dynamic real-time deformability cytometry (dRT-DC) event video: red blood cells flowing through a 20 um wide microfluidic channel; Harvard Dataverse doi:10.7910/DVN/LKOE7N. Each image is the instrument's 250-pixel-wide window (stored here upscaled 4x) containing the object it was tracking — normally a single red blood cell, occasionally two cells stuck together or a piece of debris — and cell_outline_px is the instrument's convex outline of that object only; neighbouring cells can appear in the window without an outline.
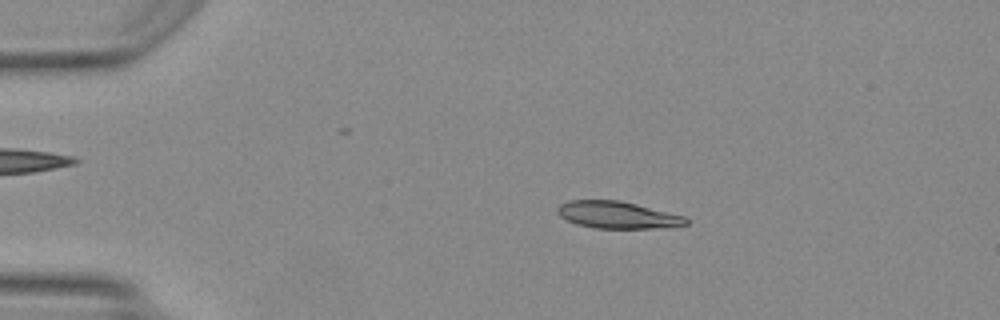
{"species": "Egyptian fruit bat (a non-hibernating species)", "species_latin": "Rousettus aegyptiacus", "temperature_condition": "warm", "stored_images_in_passage": 48, "camera_frame_rate_fps": 3000, "um_per_image_px": 0.085, "animal": {"sex": "female"}, "frame": {"image": 1, "passage_image": 9, "time_ms": 2.667, "image_size_px": [1000, 320], "cell_outline_px": [[688, 224], [652, 228], [596, 228], [576, 224], [560, 216], [556, 212], [556, 208], [560, 204], [568, 200], [620, 200], [684, 216], [688, 220]], "centroid_in_image_um": [52.42, 18.26], "position_along_channel_um": 32.6, "area_um2": 20.06}}
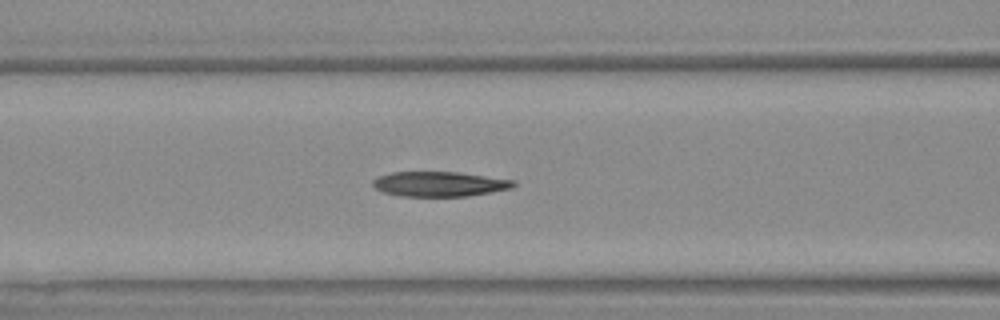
{"frame": {"image": 2, "passage_image": 20, "time_ms": 6.333, "image_size_px": [1000, 320], "cell_outline_px": [[516, 184], [512, 188], [492, 192], [468, 196], [400, 196], [384, 192], [376, 188], [372, 184], [372, 180], [380, 176], [392, 172], [456, 172], [516, 180]], "centroid_in_image_um": [37.38, 15.64], "position_along_channel_um": 129.2, "area_um2": 20.35}}
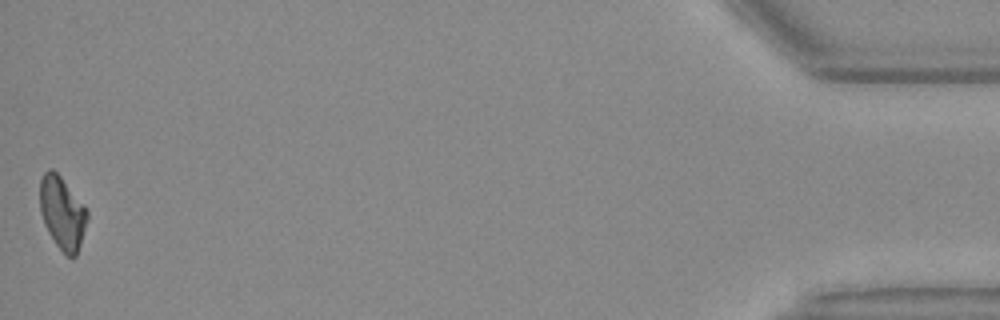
{"frame": {"image": 3, "passage_image": 48, "time_ms": 15.667, "image_size_px": [1000, 320], "cell_outline_px": [[88, 220], [76, 256], [72, 260], [64, 256], [48, 232], [44, 224], [40, 212], [40, 180], [44, 172], [48, 168], [52, 168], [60, 176], [84, 204], [88, 212]], "centroid_in_image_um": [5.3, 18.13], "position_along_channel_um": 429.9, "area_um2": 20.35}, "authors_computed_cell_mechanics": {"area_um2": 20.7213, "velocity_mm_per_s": 4.2096, "shape_relaxation_time_tau1_ms": 5.967, "shape_relaxation_time_tau2_ms": 3.0306, "deformation_change_tau1": 0.1878, "deformation_change_tau2": 0.1099}}